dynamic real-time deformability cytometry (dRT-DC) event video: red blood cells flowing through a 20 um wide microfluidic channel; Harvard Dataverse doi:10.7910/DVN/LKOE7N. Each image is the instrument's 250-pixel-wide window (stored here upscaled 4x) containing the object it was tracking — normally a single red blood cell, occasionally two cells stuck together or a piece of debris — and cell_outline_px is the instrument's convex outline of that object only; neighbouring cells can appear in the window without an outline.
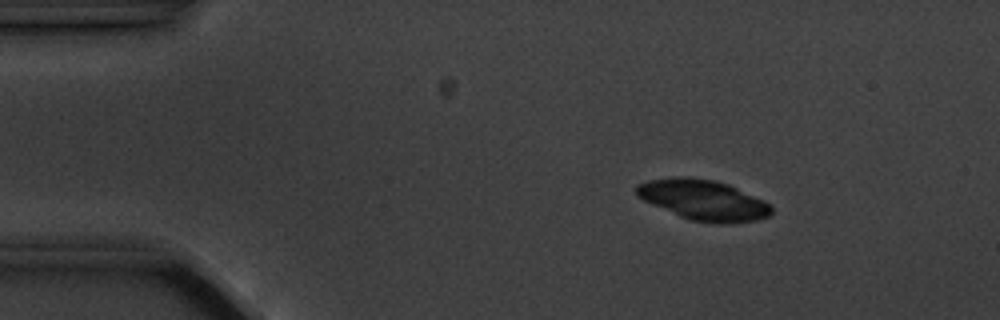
{"species": "common noctule bat (a hibernating species)", "species_latin": "Nyctalus noctula", "temperature_condition": "cold", "stored_images_in_passage": 3, "camera_frame_rate_fps": 3000, "um_per_image_px": 0.085, "animal": {"sex": "male", "body_mass_g": 20.1, "forearm_length_mm": 53.5}, "frame": {"image": 1, "passage_image": 1, "time_ms": 0.0, "image_size_px": [1000, 320], "cell_outline_px": [[772, 212], [768, 216], [756, 220], [732, 224], [712, 224], [688, 220], [652, 204], [636, 196], [636, 184], [648, 180], [676, 176], [688, 176], [716, 180], [728, 184], [764, 200], [772, 208]], "centroid_in_image_um": [59.77, 17.0], "position_along_channel_um": 25.2, "area_um2": 32.14}}